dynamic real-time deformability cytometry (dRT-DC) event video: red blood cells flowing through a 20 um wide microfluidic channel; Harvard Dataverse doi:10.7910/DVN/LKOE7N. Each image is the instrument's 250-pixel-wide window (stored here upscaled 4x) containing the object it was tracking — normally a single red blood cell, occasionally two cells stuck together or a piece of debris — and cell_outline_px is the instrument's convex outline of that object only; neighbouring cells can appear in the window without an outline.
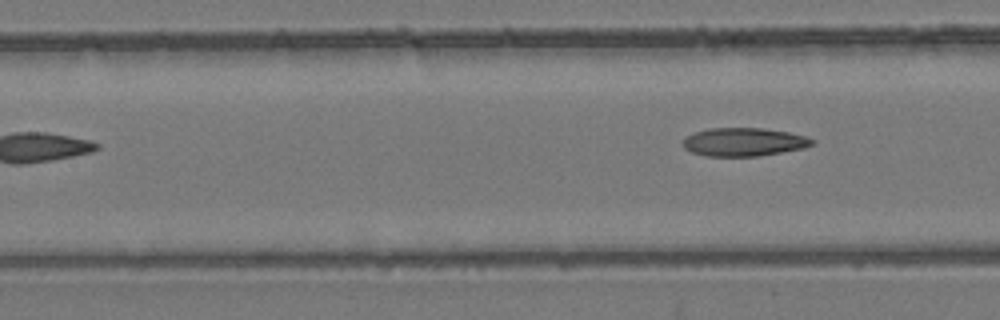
{"species": "common noctule bat (a hibernating species)", "species_latin": "Nyctalus noctula", "temperature_condition": "room temperature", "stored_images_in_passage": 7, "camera_frame_rate_fps": 3000, "um_per_image_px": 0.085, "animal": {"sex": "female", "body_mass_g": 24.6, "forearm_length_mm": 56.2}, "frame": {"image": 1, "passage_image": 7, "time_ms": 7.0, "image_size_px": [1000, 320], "cell_outline_px": [[816, 140], [812, 144], [804, 148], [756, 156], [704, 156], [692, 152], [684, 148], [684, 140], [688, 136], [696, 132], [708, 128], [764, 128], [788, 132], [804, 136]], "centroid_in_image_um": [63.23, 12.06], "position_along_channel_um": 144.2, "area_um2": 21.1}}